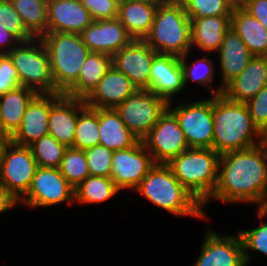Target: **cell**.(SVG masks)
<instances>
[{
    "label": "cell",
    "mask_w": 267,
    "mask_h": 266,
    "mask_svg": "<svg viewBox=\"0 0 267 266\" xmlns=\"http://www.w3.org/2000/svg\"><path fill=\"white\" fill-rule=\"evenodd\" d=\"M267 197V151L263 143L220 155L218 180L210 199L258 204Z\"/></svg>",
    "instance_id": "cell-1"
},
{
    "label": "cell",
    "mask_w": 267,
    "mask_h": 266,
    "mask_svg": "<svg viewBox=\"0 0 267 266\" xmlns=\"http://www.w3.org/2000/svg\"><path fill=\"white\" fill-rule=\"evenodd\" d=\"M213 149L220 155L262 143L263 133L253 123L245 103L223 94L213 96Z\"/></svg>",
    "instance_id": "cell-2"
},
{
    "label": "cell",
    "mask_w": 267,
    "mask_h": 266,
    "mask_svg": "<svg viewBox=\"0 0 267 266\" xmlns=\"http://www.w3.org/2000/svg\"><path fill=\"white\" fill-rule=\"evenodd\" d=\"M155 206L175 216L207 219L203 206L166 164H155L134 189Z\"/></svg>",
    "instance_id": "cell-3"
},
{
    "label": "cell",
    "mask_w": 267,
    "mask_h": 266,
    "mask_svg": "<svg viewBox=\"0 0 267 266\" xmlns=\"http://www.w3.org/2000/svg\"><path fill=\"white\" fill-rule=\"evenodd\" d=\"M219 159L220 154L212 148H189L173 157L166 165L205 207L217 184Z\"/></svg>",
    "instance_id": "cell-4"
},
{
    "label": "cell",
    "mask_w": 267,
    "mask_h": 266,
    "mask_svg": "<svg viewBox=\"0 0 267 266\" xmlns=\"http://www.w3.org/2000/svg\"><path fill=\"white\" fill-rule=\"evenodd\" d=\"M144 41L158 54L182 57L192 50L191 20L180 0L159 5Z\"/></svg>",
    "instance_id": "cell-5"
},
{
    "label": "cell",
    "mask_w": 267,
    "mask_h": 266,
    "mask_svg": "<svg viewBox=\"0 0 267 266\" xmlns=\"http://www.w3.org/2000/svg\"><path fill=\"white\" fill-rule=\"evenodd\" d=\"M40 39L48 51L54 93L64 94L77 81L91 51L77 33L46 32Z\"/></svg>",
    "instance_id": "cell-6"
},
{
    "label": "cell",
    "mask_w": 267,
    "mask_h": 266,
    "mask_svg": "<svg viewBox=\"0 0 267 266\" xmlns=\"http://www.w3.org/2000/svg\"><path fill=\"white\" fill-rule=\"evenodd\" d=\"M8 55L16 68L20 86L36 93H54L48 51L40 38L20 42Z\"/></svg>",
    "instance_id": "cell-7"
},
{
    "label": "cell",
    "mask_w": 267,
    "mask_h": 266,
    "mask_svg": "<svg viewBox=\"0 0 267 266\" xmlns=\"http://www.w3.org/2000/svg\"><path fill=\"white\" fill-rule=\"evenodd\" d=\"M167 108L176 116L189 148L213 149V96L206 100L183 103Z\"/></svg>",
    "instance_id": "cell-8"
},
{
    "label": "cell",
    "mask_w": 267,
    "mask_h": 266,
    "mask_svg": "<svg viewBox=\"0 0 267 266\" xmlns=\"http://www.w3.org/2000/svg\"><path fill=\"white\" fill-rule=\"evenodd\" d=\"M167 106L168 103L154 92L138 89L115 110L126 127L142 141Z\"/></svg>",
    "instance_id": "cell-9"
},
{
    "label": "cell",
    "mask_w": 267,
    "mask_h": 266,
    "mask_svg": "<svg viewBox=\"0 0 267 266\" xmlns=\"http://www.w3.org/2000/svg\"><path fill=\"white\" fill-rule=\"evenodd\" d=\"M36 168L30 147L10 141L0 165V184L19 202L29 191Z\"/></svg>",
    "instance_id": "cell-10"
},
{
    "label": "cell",
    "mask_w": 267,
    "mask_h": 266,
    "mask_svg": "<svg viewBox=\"0 0 267 266\" xmlns=\"http://www.w3.org/2000/svg\"><path fill=\"white\" fill-rule=\"evenodd\" d=\"M63 202L75 203L74 188L59 169L37 167L29 191L18 204L44 208Z\"/></svg>",
    "instance_id": "cell-11"
},
{
    "label": "cell",
    "mask_w": 267,
    "mask_h": 266,
    "mask_svg": "<svg viewBox=\"0 0 267 266\" xmlns=\"http://www.w3.org/2000/svg\"><path fill=\"white\" fill-rule=\"evenodd\" d=\"M142 141L156 164H167L173 157L189 149L176 116L168 108Z\"/></svg>",
    "instance_id": "cell-12"
},
{
    "label": "cell",
    "mask_w": 267,
    "mask_h": 266,
    "mask_svg": "<svg viewBox=\"0 0 267 266\" xmlns=\"http://www.w3.org/2000/svg\"><path fill=\"white\" fill-rule=\"evenodd\" d=\"M111 164L110 178L122 191L135 189L156 163L139 140L133 147L114 151Z\"/></svg>",
    "instance_id": "cell-13"
},
{
    "label": "cell",
    "mask_w": 267,
    "mask_h": 266,
    "mask_svg": "<svg viewBox=\"0 0 267 266\" xmlns=\"http://www.w3.org/2000/svg\"><path fill=\"white\" fill-rule=\"evenodd\" d=\"M62 95V93H37L27 105L21 125L10 140L14 144L29 147L35 141L48 135L51 106Z\"/></svg>",
    "instance_id": "cell-14"
},
{
    "label": "cell",
    "mask_w": 267,
    "mask_h": 266,
    "mask_svg": "<svg viewBox=\"0 0 267 266\" xmlns=\"http://www.w3.org/2000/svg\"><path fill=\"white\" fill-rule=\"evenodd\" d=\"M154 51L144 40L133 39L112 56V65L141 90H149L150 69Z\"/></svg>",
    "instance_id": "cell-15"
},
{
    "label": "cell",
    "mask_w": 267,
    "mask_h": 266,
    "mask_svg": "<svg viewBox=\"0 0 267 266\" xmlns=\"http://www.w3.org/2000/svg\"><path fill=\"white\" fill-rule=\"evenodd\" d=\"M207 230L193 266H247L238 233L236 236L220 235L211 229Z\"/></svg>",
    "instance_id": "cell-16"
},
{
    "label": "cell",
    "mask_w": 267,
    "mask_h": 266,
    "mask_svg": "<svg viewBox=\"0 0 267 266\" xmlns=\"http://www.w3.org/2000/svg\"><path fill=\"white\" fill-rule=\"evenodd\" d=\"M80 35L91 52L111 57L133 40L118 18L94 20Z\"/></svg>",
    "instance_id": "cell-17"
},
{
    "label": "cell",
    "mask_w": 267,
    "mask_h": 266,
    "mask_svg": "<svg viewBox=\"0 0 267 266\" xmlns=\"http://www.w3.org/2000/svg\"><path fill=\"white\" fill-rule=\"evenodd\" d=\"M137 90L126 75L111 65L84 102L92 109H115Z\"/></svg>",
    "instance_id": "cell-18"
},
{
    "label": "cell",
    "mask_w": 267,
    "mask_h": 266,
    "mask_svg": "<svg viewBox=\"0 0 267 266\" xmlns=\"http://www.w3.org/2000/svg\"><path fill=\"white\" fill-rule=\"evenodd\" d=\"M185 89L180 57L157 54L152 62L149 90L167 103Z\"/></svg>",
    "instance_id": "cell-19"
},
{
    "label": "cell",
    "mask_w": 267,
    "mask_h": 266,
    "mask_svg": "<svg viewBox=\"0 0 267 266\" xmlns=\"http://www.w3.org/2000/svg\"><path fill=\"white\" fill-rule=\"evenodd\" d=\"M84 99L62 95L49 113L48 134L67 148L73 147L78 115L86 108Z\"/></svg>",
    "instance_id": "cell-20"
},
{
    "label": "cell",
    "mask_w": 267,
    "mask_h": 266,
    "mask_svg": "<svg viewBox=\"0 0 267 266\" xmlns=\"http://www.w3.org/2000/svg\"><path fill=\"white\" fill-rule=\"evenodd\" d=\"M93 21L80 0H48L47 32L81 34Z\"/></svg>",
    "instance_id": "cell-21"
},
{
    "label": "cell",
    "mask_w": 267,
    "mask_h": 266,
    "mask_svg": "<svg viewBox=\"0 0 267 266\" xmlns=\"http://www.w3.org/2000/svg\"><path fill=\"white\" fill-rule=\"evenodd\" d=\"M267 86V57L253 56L247 67L222 91L231 101L246 103Z\"/></svg>",
    "instance_id": "cell-22"
},
{
    "label": "cell",
    "mask_w": 267,
    "mask_h": 266,
    "mask_svg": "<svg viewBox=\"0 0 267 266\" xmlns=\"http://www.w3.org/2000/svg\"><path fill=\"white\" fill-rule=\"evenodd\" d=\"M216 53L220 60L222 80L219 87L222 94L223 88L247 67L253 54L232 27L224 35Z\"/></svg>",
    "instance_id": "cell-23"
},
{
    "label": "cell",
    "mask_w": 267,
    "mask_h": 266,
    "mask_svg": "<svg viewBox=\"0 0 267 266\" xmlns=\"http://www.w3.org/2000/svg\"><path fill=\"white\" fill-rule=\"evenodd\" d=\"M192 48L216 53L221 46L224 35L231 28V15L190 18Z\"/></svg>",
    "instance_id": "cell-24"
},
{
    "label": "cell",
    "mask_w": 267,
    "mask_h": 266,
    "mask_svg": "<svg viewBox=\"0 0 267 266\" xmlns=\"http://www.w3.org/2000/svg\"><path fill=\"white\" fill-rule=\"evenodd\" d=\"M157 7L144 2L120 0L117 18L133 39L144 40L153 25Z\"/></svg>",
    "instance_id": "cell-25"
},
{
    "label": "cell",
    "mask_w": 267,
    "mask_h": 266,
    "mask_svg": "<svg viewBox=\"0 0 267 266\" xmlns=\"http://www.w3.org/2000/svg\"><path fill=\"white\" fill-rule=\"evenodd\" d=\"M99 144L113 151L133 147L139 139L126 127L115 109L99 108Z\"/></svg>",
    "instance_id": "cell-26"
},
{
    "label": "cell",
    "mask_w": 267,
    "mask_h": 266,
    "mask_svg": "<svg viewBox=\"0 0 267 266\" xmlns=\"http://www.w3.org/2000/svg\"><path fill=\"white\" fill-rule=\"evenodd\" d=\"M231 27L238 33L253 56L267 57V29L242 7H233Z\"/></svg>",
    "instance_id": "cell-27"
},
{
    "label": "cell",
    "mask_w": 267,
    "mask_h": 266,
    "mask_svg": "<svg viewBox=\"0 0 267 266\" xmlns=\"http://www.w3.org/2000/svg\"><path fill=\"white\" fill-rule=\"evenodd\" d=\"M111 65V56L104 53L90 52L80 68L77 81L64 95L85 99L97 86Z\"/></svg>",
    "instance_id": "cell-28"
},
{
    "label": "cell",
    "mask_w": 267,
    "mask_h": 266,
    "mask_svg": "<svg viewBox=\"0 0 267 266\" xmlns=\"http://www.w3.org/2000/svg\"><path fill=\"white\" fill-rule=\"evenodd\" d=\"M36 94L30 88L18 86L0 96L1 118L10 136L20 127L25 109Z\"/></svg>",
    "instance_id": "cell-29"
},
{
    "label": "cell",
    "mask_w": 267,
    "mask_h": 266,
    "mask_svg": "<svg viewBox=\"0 0 267 266\" xmlns=\"http://www.w3.org/2000/svg\"><path fill=\"white\" fill-rule=\"evenodd\" d=\"M120 191L111 178L89 175L74 189L75 202L99 204L109 201Z\"/></svg>",
    "instance_id": "cell-30"
},
{
    "label": "cell",
    "mask_w": 267,
    "mask_h": 266,
    "mask_svg": "<svg viewBox=\"0 0 267 266\" xmlns=\"http://www.w3.org/2000/svg\"><path fill=\"white\" fill-rule=\"evenodd\" d=\"M26 29L40 38L47 32L48 0H11Z\"/></svg>",
    "instance_id": "cell-31"
},
{
    "label": "cell",
    "mask_w": 267,
    "mask_h": 266,
    "mask_svg": "<svg viewBox=\"0 0 267 266\" xmlns=\"http://www.w3.org/2000/svg\"><path fill=\"white\" fill-rule=\"evenodd\" d=\"M99 108L86 107L79 115L73 147L86 150L99 144Z\"/></svg>",
    "instance_id": "cell-32"
},
{
    "label": "cell",
    "mask_w": 267,
    "mask_h": 266,
    "mask_svg": "<svg viewBox=\"0 0 267 266\" xmlns=\"http://www.w3.org/2000/svg\"><path fill=\"white\" fill-rule=\"evenodd\" d=\"M190 52L185 54L184 56L180 57L181 67L183 71V77H184V84L185 87L188 85L189 79L192 80V82H195L197 84H202L205 86H209L208 88H211V95H219L221 94V88L217 87L213 89V84L210 86L209 84L213 83L214 80V63L213 60L210 58H207V56L202 57L201 59L198 58V60L187 63V58Z\"/></svg>",
    "instance_id": "cell-33"
},
{
    "label": "cell",
    "mask_w": 267,
    "mask_h": 266,
    "mask_svg": "<svg viewBox=\"0 0 267 266\" xmlns=\"http://www.w3.org/2000/svg\"><path fill=\"white\" fill-rule=\"evenodd\" d=\"M30 149L36 160L37 167L60 168L67 147L51 135L43 136L31 144Z\"/></svg>",
    "instance_id": "cell-34"
},
{
    "label": "cell",
    "mask_w": 267,
    "mask_h": 266,
    "mask_svg": "<svg viewBox=\"0 0 267 266\" xmlns=\"http://www.w3.org/2000/svg\"><path fill=\"white\" fill-rule=\"evenodd\" d=\"M59 170L68 183L75 189L90 175L85 151L68 147L65 150Z\"/></svg>",
    "instance_id": "cell-35"
},
{
    "label": "cell",
    "mask_w": 267,
    "mask_h": 266,
    "mask_svg": "<svg viewBox=\"0 0 267 266\" xmlns=\"http://www.w3.org/2000/svg\"><path fill=\"white\" fill-rule=\"evenodd\" d=\"M189 18L231 15L233 6L227 0H180Z\"/></svg>",
    "instance_id": "cell-36"
},
{
    "label": "cell",
    "mask_w": 267,
    "mask_h": 266,
    "mask_svg": "<svg viewBox=\"0 0 267 266\" xmlns=\"http://www.w3.org/2000/svg\"><path fill=\"white\" fill-rule=\"evenodd\" d=\"M0 25H3L20 42H27L35 38L24 26L11 0H0Z\"/></svg>",
    "instance_id": "cell-37"
},
{
    "label": "cell",
    "mask_w": 267,
    "mask_h": 266,
    "mask_svg": "<svg viewBox=\"0 0 267 266\" xmlns=\"http://www.w3.org/2000/svg\"><path fill=\"white\" fill-rule=\"evenodd\" d=\"M84 151L90 175L110 178L114 151L100 144Z\"/></svg>",
    "instance_id": "cell-38"
},
{
    "label": "cell",
    "mask_w": 267,
    "mask_h": 266,
    "mask_svg": "<svg viewBox=\"0 0 267 266\" xmlns=\"http://www.w3.org/2000/svg\"><path fill=\"white\" fill-rule=\"evenodd\" d=\"M259 225L250 230L238 231L242 241L244 258L247 266L252 256L249 252L251 250H255L267 256V222L263 223L262 221Z\"/></svg>",
    "instance_id": "cell-39"
},
{
    "label": "cell",
    "mask_w": 267,
    "mask_h": 266,
    "mask_svg": "<svg viewBox=\"0 0 267 266\" xmlns=\"http://www.w3.org/2000/svg\"><path fill=\"white\" fill-rule=\"evenodd\" d=\"M253 123L263 133L267 130V86L245 103Z\"/></svg>",
    "instance_id": "cell-40"
},
{
    "label": "cell",
    "mask_w": 267,
    "mask_h": 266,
    "mask_svg": "<svg viewBox=\"0 0 267 266\" xmlns=\"http://www.w3.org/2000/svg\"><path fill=\"white\" fill-rule=\"evenodd\" d=\"M120 0H80L93 20H106L118 17Z\"/></svg>",
    "instance_id": "cell-41"
},
{
    "label": "cell",
    "mask_w": 267,
    "mask_h": 266,
    "mask_svg": "<svg viewBox=\"0 0 267 266\" xmlns=\"http://www.w3.org/2000/svg\"><path fill=\"white\" fill-rule=\"evenodd\" d=\"M20 86L13 61L8 54H0V96Z\"/></svg>",
    "instance_id": "cell-42"
},
{
    "label": "cell",
    "mask_w": 267,
    "mask_h": 266,
    "mask_svg": "<svg viewBox=\"0 0 267 266\" xmlns=\"http://www.w3.org/2000/svg\"><path fill=\"white\" fill-rule=\"evenodd\" d=\"M242 8L267 29V0H245Z\"/></svg>",
    "instance_id": "cell-43"
},
{
    "label": "cell",
    "mask_w": 267,
    "mask_h": 266,
    "mask_svg": "<svg viewBox=\"0 0 267 266\" xmlns=\"http://www.w3.org/2000/svg\"><path fill=\"white\" fill-rule=\"evenodd\" d=\"M20 41L0 25V54H8Z\"/></svg>",
    "instance_id": "cell-44"
},
{
    "label": "cell",
    "mask_w": 267,
    "mask_h": 266,
    "mask_svg": "<svg viewBox=\"0 0 267 266\" xmlns=\"http://www.w3.org/2000/svg\"><path fill=\"white\" fill-rule=\"evenodd\" d=\"M18 201L0 184V213L6 212L17 206Z\"/></svg>",
    "instance_id": "cell-45"
},
{
    "label": "cell",
    "mask_w": 267,
    "mask_h": 266,
    "mask_svg": "<svg viewBox=\"0 0 267 266\" xmlns=\"http://www.w3.org/2000/svg\"><path fill=\"white\" fill-rule=\"evenodd\" d=\"M10 141V138H0V165L3 158L4 150Z\"/></svg>",
    "instance_id": "cell-46"
},
{
    "label": "cell",
    "mask_w": 267,
    "mask_h": 266,
    "mask_svg": "<svg viewBox=\"0 0 267 266\" xmlns=\"http://www.w3.org/2000/svg\"><path fill=\"white\" fill-rule=\"evenodd\" d=\"M133 1L144 2V3H149V4H154L156 6H159L162 4L169 3L172 0H133Z\"/></svg>",
    "instance_id": "cell-47"
},
{
    "label": "cell",
    "mask_w": 267,
    "mask_h": 266,
    "mask_svg": "<svg viewBox=\"0 0 267 266\" xmlns=\"http://www.w3.org/2000/svg\"><path fill=\"white\" fill-rule=\"evenodd\" d=\"M257 215L261 219L267 216V197L263 206L260 209L257 208Z\"/></svg>",
    "instance_id": "cell-48"
},
{
    "label": "cell",
    "mask_w": 267,
    "mask_h": 266,
    "mask_svg": "<svg viewBox=\"0 0 267 266\" xmlns=\"http://www.w3.org/2000/svg\"><path fill=\"white\" fill-rule=\"evenodd\" d=\"M0 138H11V136L4 130L2 118H1V109H0Z\"/></svg>",
    "instance_id": "cell-49"
},
{
    "label": "cell",
    "mask_w": 267,
    "mask_h": 266,
    "mask_svg": "<svg viewBox=\"0 0 267 266\" xmlns=\"http://www.w3.org/2000/svg\"><path fill=\"white\" fill-rule=\"evenodd\" d=\"M233 7H242L245 0H227Z\"/></svg>",
    "instance_id": "cell-50"
},
{
    "label": "cell",
    "mask_w": 267,
    "mask_h": 266,
    "mask_svg": "<svg viewBox=\"0 0 267 266\" xmlns=\"http://www.w3.org/2000/svg\"><path fill=\"white\" fill-rule=\"evenodd\" d=\"M262 143H263V145H264V147L266 148V151H267V130L263 132Z\"/></svg>",
    "instance_id": "cell-51"
}]
</instances>
